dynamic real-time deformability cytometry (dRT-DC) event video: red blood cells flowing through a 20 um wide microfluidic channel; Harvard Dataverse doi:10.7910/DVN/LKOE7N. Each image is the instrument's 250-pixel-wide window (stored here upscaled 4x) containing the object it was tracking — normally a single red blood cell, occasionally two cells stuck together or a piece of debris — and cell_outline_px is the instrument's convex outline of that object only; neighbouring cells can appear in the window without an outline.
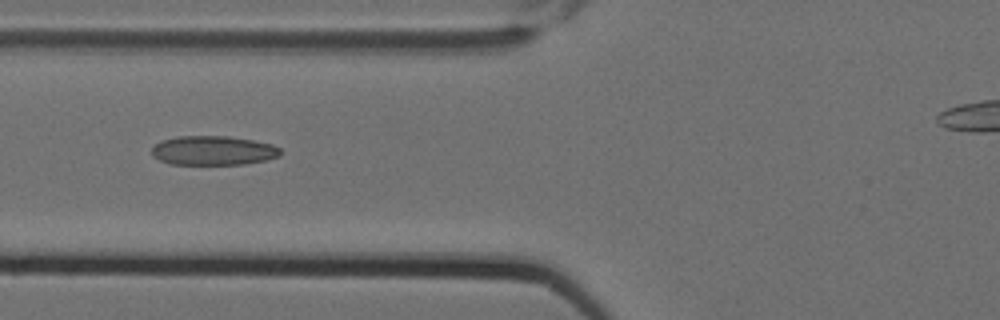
{"species": "Egyptian fruit bat (a non-hibernating species)", "species_latin": "Rousettus aegyptiacus", "temperature_condition": "cold", "stored_images_in_passage": 10, "camera_frame_rate_fps": 3000, "um_per_image_px": 0.085, "animal": {"sex": "female"}, "frame": {"image": 1, "passage_image": 7, "time_ms": 2.0, "image_size_px": [1000, 320], "cell_outline_px": [[280, 156], [268, 160], [244, 164], [172, 164], [160, 160], [152, 156], [152, 148], [160, 140], [176, 136], [228, 136], [252, 140], [272, 144], [280, 148]], "centroid_in_image_um": [18.12, 12.79], "position_along_channel_um": 107.7, "area_um2": 22.02}}
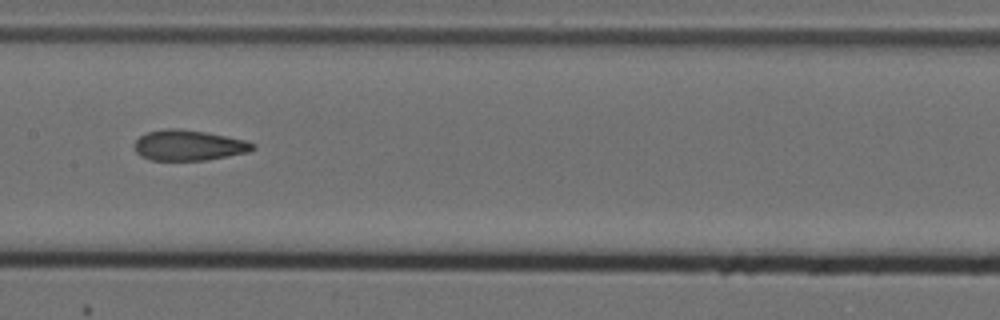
{"frame": {"image": 2, "passage_image": 9, "time_ms": 2.667, "image_size_px": [1000, 320], "cell_outline_px": [[256, 148], [248, 152], [228, 156], [204, 160], [148, 160], [140, 156], [136, 152], [136, 140], [140, 136], [148, 132], [168, 128], [176, 128], [204, 132], [248, 140], [256, 144]], "centroid_in_image_um": [16.07, 12.35], "position_along_channel_um": 191.3, "area_um2": 20.98}}
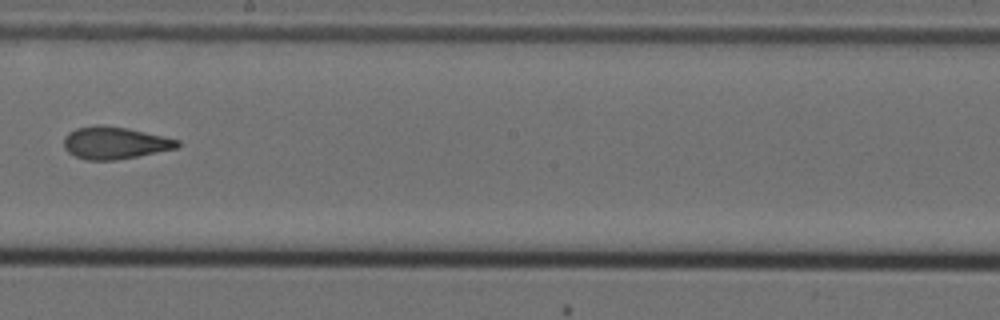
{"frame": {"image": 3, "passage_image": 10, "time_ms": 3.0, "image_size_px": [1000, 320], "cell_outline_px": [[180, 144], [176, 148], [116, 160], [84, 160], [68, 152], [64, 148], [64, 136], [68, 132], [76, 128], [96, 124], [100, 124], [128, 128], [180, 140]], "centroid_in_image_um": [9.71, 12.13], "position_along_channel_um": 238.5, "area_um2": 21.33}}